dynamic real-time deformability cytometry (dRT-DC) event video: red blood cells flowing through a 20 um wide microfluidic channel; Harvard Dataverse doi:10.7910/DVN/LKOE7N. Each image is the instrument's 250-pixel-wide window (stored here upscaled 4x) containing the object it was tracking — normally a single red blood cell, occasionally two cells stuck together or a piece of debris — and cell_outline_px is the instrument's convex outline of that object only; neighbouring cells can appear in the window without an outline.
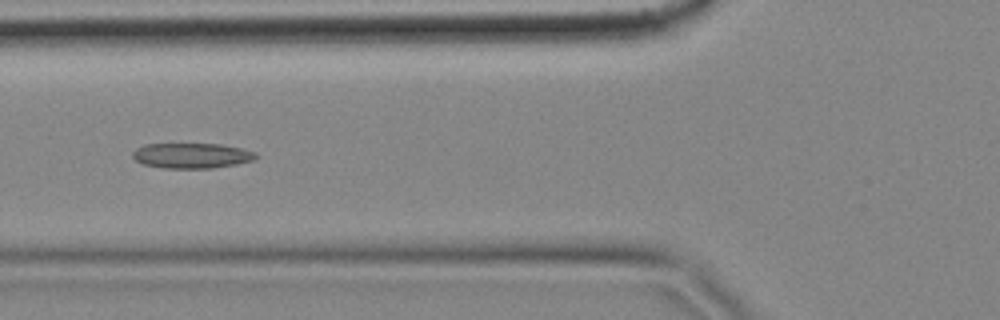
{"species": "common noctule bat (a hibernating species)", "species_latin": "Nyctalus noctula", "temperature_condition": "cold", "stored_images_in_passage": 57, "camera_frame_rate_fps": 3000, "um_per_image_px": 0.085, "animal": {"sex": "female", "body_mass_g": 18.4}, "frame": {"image": 1, "passage_image": 21, "time_ms": 6.667, "image_size_px": [1000, 320], "cell_outline_px": [[260, 156], [256, 160], [236, 164], [212, 168], [164, 168], [144, 164], [136, 160], [132, 156], [132, 152], [136, 148], [144, 144], [220, 144], [240, 148], [256, 152]], "centroid_in_image_um": [16.33, 13.22], "position_along_channel_um": 109.5, "area_um2": 18.21}}
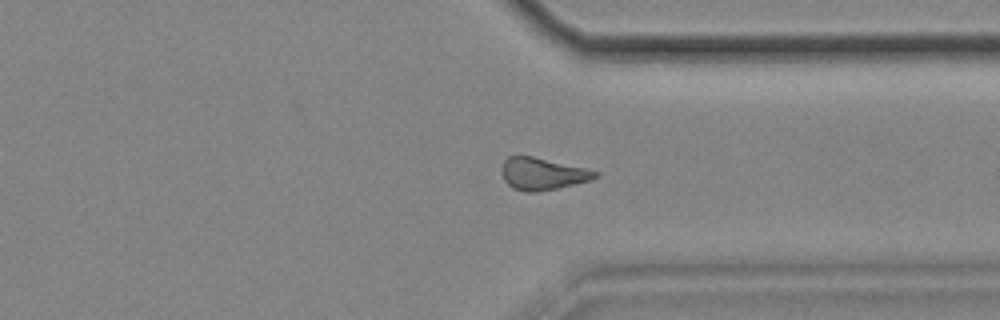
{"frame": {"image": 2, "passage_image": 43, "time_ms": 14.0, "image_size_px": [1000, 320], "cell_outline_px": [[600, 176], [592, 180], [556, 188], [536, 192], [524, 192], [512, 188], [504, 180], [500, 172], [500, 168], [504, 160], [508, 156], [532, 156], [588, 168], [600, 172]], "centroid_in_image_um": [46.12, 14.77], "position_along_channel_um": 365.3, "area_um2": 17.8}}
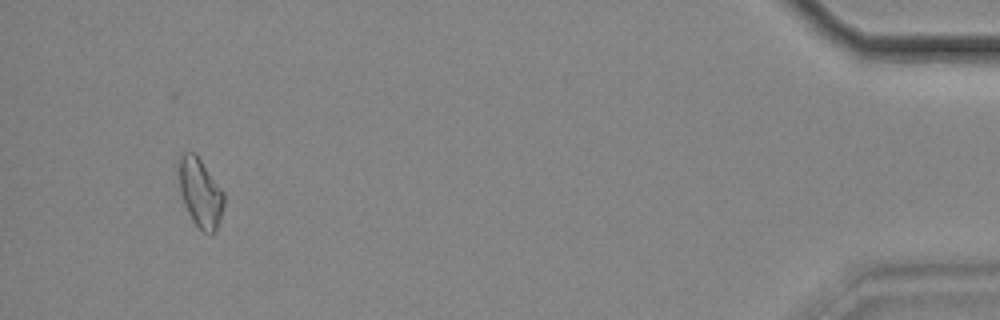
{"frame": {"image": 3, "passage_image": 54, "time_ms": 17.667, "image_size_px": [1000, 320], "cell_outline_px": [[224, 204], [220, 220], [216, 232], [204, 232], [192, 220], [184, 204], [180, 192], [176, 160], [180, 152], [196, 152], [224, 192]], "centroid_in_image_um": [16.99, 16.3], "position_along_channel_um": 418.2, "area_um2": 18.55}}